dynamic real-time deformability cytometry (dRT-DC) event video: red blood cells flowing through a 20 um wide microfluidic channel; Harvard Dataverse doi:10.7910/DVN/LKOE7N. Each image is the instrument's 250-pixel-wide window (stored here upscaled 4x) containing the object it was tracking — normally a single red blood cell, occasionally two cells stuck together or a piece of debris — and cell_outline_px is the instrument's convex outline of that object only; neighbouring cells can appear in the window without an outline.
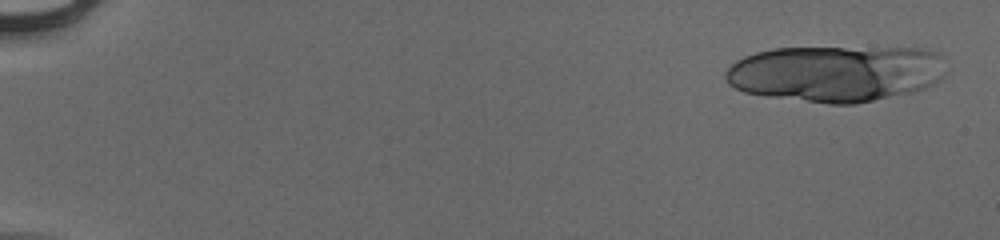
{"species": "human", "species_latin": "Homo sapiens", "temperature_condition": "cold", "stored_images_in_passage": 1, "camera_frame_rate_fps": 3000, "um_per_image_px": 0.085, "donor": {"sex": "male"}, "frame": {"image": 1, "passage_image": 1, "time_ms": 0.0, "image_size_px": [1000, 240], "cell_outline_px": [[872, 76], [732, 68], [736, 64], [752, 56], [764, 52], [784, 48], [836, 48], [860, 52], [864, 56], [872, 72]], "centroid_in_image_um": [68.82, 5.22], "position_along_channel_um": 16.2, "area_um2": 20.11}}